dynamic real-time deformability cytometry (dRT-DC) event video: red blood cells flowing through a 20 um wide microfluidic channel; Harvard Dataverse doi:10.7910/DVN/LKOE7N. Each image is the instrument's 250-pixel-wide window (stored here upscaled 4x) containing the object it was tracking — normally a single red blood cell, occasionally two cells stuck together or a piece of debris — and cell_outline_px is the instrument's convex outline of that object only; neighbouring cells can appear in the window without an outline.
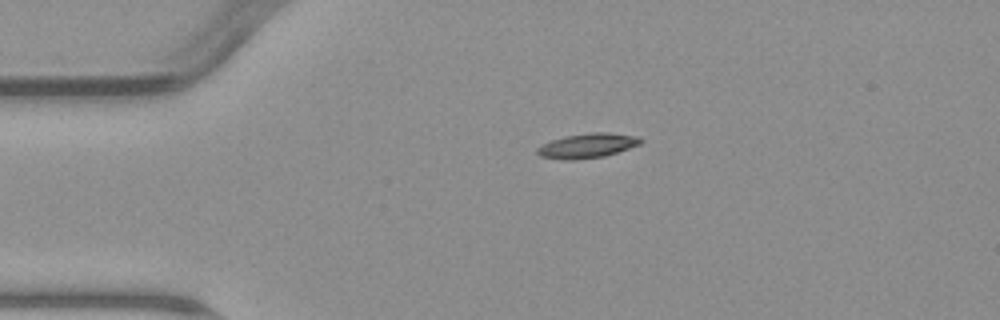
{"species": "common noctule bat (a hibernating species)", "species_latin": "Nyctalus noctula", "temperature_condition": "warm", "stored_images_in_passage": 2, "camera_frame_rate_fps": 3000, "um_per_image_px": 0.085, "animal": {"sex": "male", "body_mass_g": 23.1, "forearm_length_mm": 52.7}, "frame": {"image": 1, "passage_image": 1, "time_ms": 0.0, "image_size_px": [1000, 320], "cell_outline_px": [[644, 140], [640, 144], [604, 156], [572, 160], [564, 160], [540, 156], [536, 152], [536, 148], [552, 140], [564, 136], [592, 132], [608, 132], [640, 136]], "centroid_in_image_um": [49.94, 12.37], "position_along_channel_um": 35.1, "area_um2": 14.8}}